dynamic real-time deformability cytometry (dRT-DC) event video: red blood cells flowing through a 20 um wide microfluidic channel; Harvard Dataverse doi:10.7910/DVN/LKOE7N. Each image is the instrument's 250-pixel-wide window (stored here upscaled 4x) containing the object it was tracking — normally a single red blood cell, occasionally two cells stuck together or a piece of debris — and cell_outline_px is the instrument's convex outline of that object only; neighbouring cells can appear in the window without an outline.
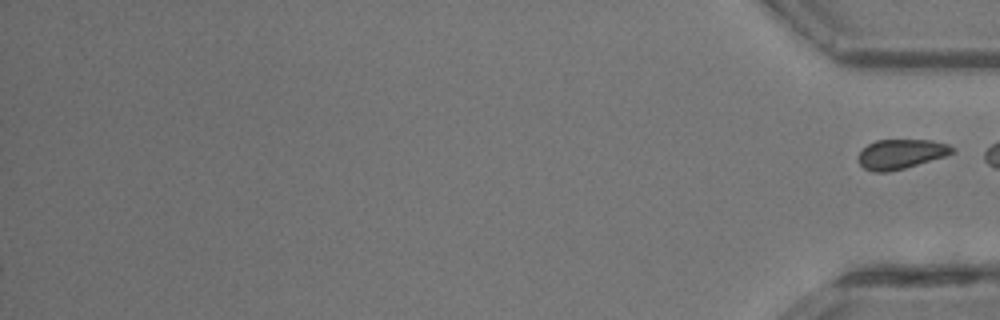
{"species": "common noctule bat (a hibernating species)", "species_latin": "Nyctalus noctula", "temperature_condition": "room temperature", "stored_images_in_passage": 26, "segment_of_instrument_passage": [2, 2], "camera_frame_rate_fps": 3000, "um_per_image_px": 0.085, "animal": {"sex": "male", "body_mass_g": 13.3}, "frame": {"image": 1, "passage_image": 26, "time_ms": 8.333, "image_size_px": [1000, 320], "cell_outline_px": [[956, 152], [944, 156], [904, 168], [888, 172], [876, 172], [864, 168], [856, 160], [856, 156], [868, 144], [876, 140], [932, 140], [948, 144], [956, 148]], "centroid_in_image_um": [76.57, 13.08], "position_along_channel_um": 358.6, "area_um2": 16.24}}